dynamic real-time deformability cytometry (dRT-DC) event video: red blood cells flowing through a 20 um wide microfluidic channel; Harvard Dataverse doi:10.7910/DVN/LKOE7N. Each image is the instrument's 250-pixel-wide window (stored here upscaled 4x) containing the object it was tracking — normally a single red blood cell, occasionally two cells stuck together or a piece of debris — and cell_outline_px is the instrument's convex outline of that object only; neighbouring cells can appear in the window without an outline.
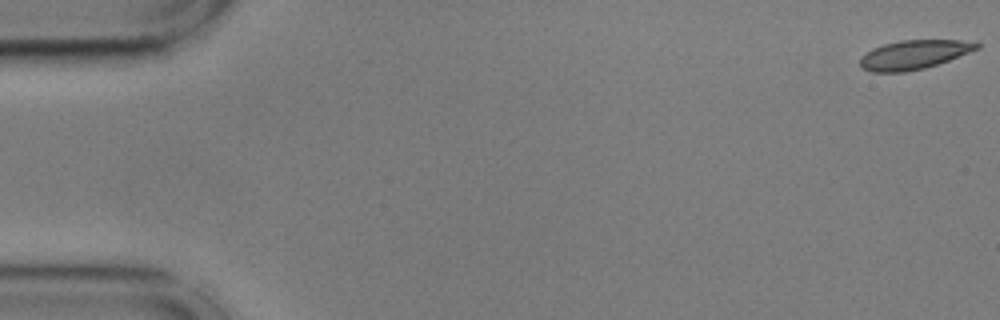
{"species": "common noctule bat (a hibernating species)", "species_latin": "Nyctalus noctula", "temperature_condition": "cold", "stored_images_in_passage": 56, "camera_frame_rate_fps": 3000, "um_per_image_px": 0.085, "animal": {"sex": "male", "body_mass_g": 17.9, "forearm_length_mm": 54.2}, "frame": {"image": 1, "passage_image": 1, "time_ms": 0.0, "image_size_px": [1000, 320], "cell_outline_px": [[980, 48], [948, 60], [924, 68], [904, 72], [872, 72], [860, 68], [860, 56], [872, 48], [884, 44], [900, 40], [960, 40], [980, 44]], "centroid_in_image_um": [77.62, 4.65], "position_along_channel_um": 7.4, "area_um2": 19.65}}
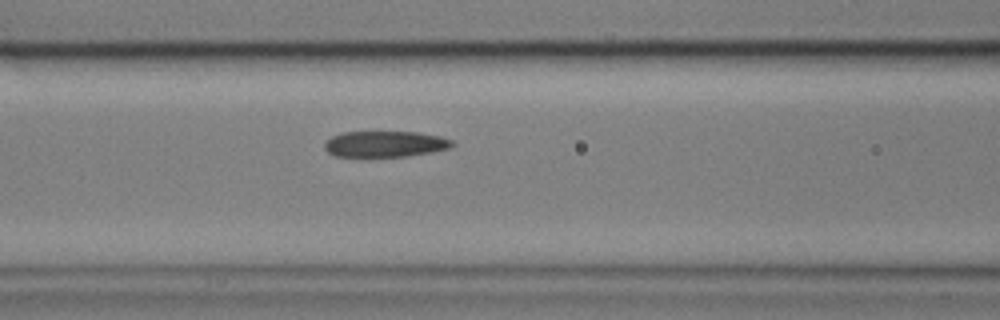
{"frame": {"image": 2, "passage_image": 23, "time_ms": 7.333, "image_size_px": [1000, 320], "cell_outline_px": [[456, 144], [452, 148], [432, 152], [408, 156], [336, 156], [328, 152], [324, 148], [324, 144], [332, 136], [344, 132], [420, 132], [440, 136], [452, 140]], "centroid_in_image_um": [32.8, 12.24], "position_along_channel_um": 133.8, "area_um2": 19.36}}
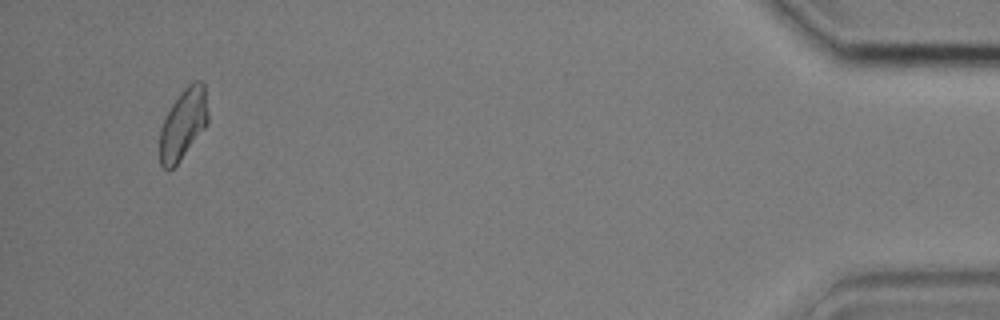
{"frame": {"image": 3, "passage_image": 53, "time_ms": 17.333, "image_size_px": [1000, 320], "cell_outline_px": [[208, 120], [204, 128], [180, 160], [168, 172], [160, 164], [160, 128], [172, 104], [184, 88], [192, 80], [200, 80], [204, 84], [208, 112]], "centroid_in_image_um": [15.57, 10.53], "position_along_channel_um": 419.6, "area_um2": 19.59}, "authors_computed_cell_mechanics": {"area_um2": 20.2878, "velocity_mm_per_s": 3.6125, "shape_relaxation_time_tau1_ms": null, "shape_relaxation_time_tau2_ms": 1.5327, "deformation_change_tau1": null, "deformation_change_tau2": 0.0803}}